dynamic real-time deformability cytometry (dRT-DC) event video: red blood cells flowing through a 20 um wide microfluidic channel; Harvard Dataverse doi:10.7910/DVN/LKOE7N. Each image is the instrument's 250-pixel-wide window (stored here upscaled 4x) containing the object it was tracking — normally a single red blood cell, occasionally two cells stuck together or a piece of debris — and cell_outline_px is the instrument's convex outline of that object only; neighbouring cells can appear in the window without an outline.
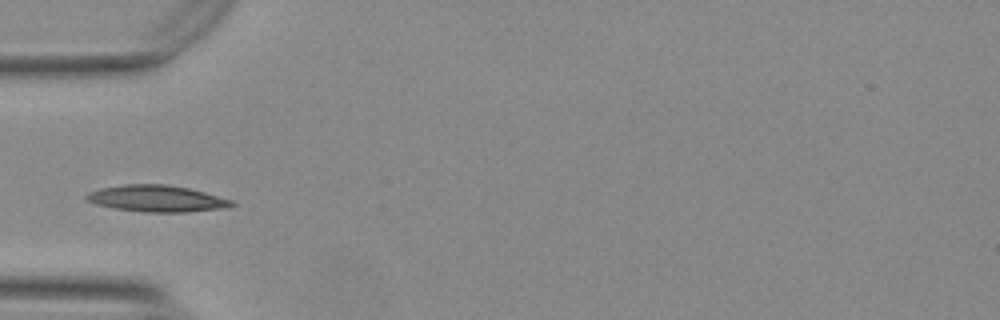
{"species": "Egyptian fruit bat (a non-hibernating species)", "species_latin": "Rousettus aegyptiacus", "temperature_condition": "warm", "stored_images_in_passage": 38, "camera_frame_rate_fps": 3000, "um_per_image_px": 0.085, "animal": {"sex": "female"}, "frame": {"image": 1, "passage_image": 1, "time_ms": 0.0, "image_size_px": [1000, 320], "cell_outline_px": [[236, 204], [228, 208], [188, 212], [144, 212], [112, 208], [96, 204], [88, 200], [84, 196], [88, 192], [100, 188], [124, 184], [168, 184], [188, 188], [204, 192], [232, 200]], "centroid_in_image_um": [13.33, 16.88], "position_along_channel_um": 71.7, "area_um2": 22.6}}
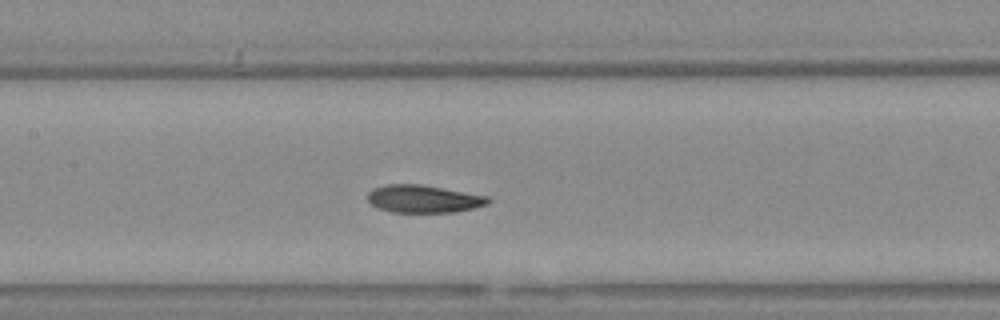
{"frame": {"image": 2, "passage_image": 9, "time_ms": 2.667, "image_size_px": [1000, 320], "cell_outline_px": [[492, 200], [488, 204], [456, 212], [392, 212], [376, 208], [368, 200], [368, 192], [376, 188], [388, 184], [420, 184], [488, 196]], "centroid_in_image_um": [36.01, 16.91], "position_along_channel_um": 171.4, "area_um2": 19.31}}
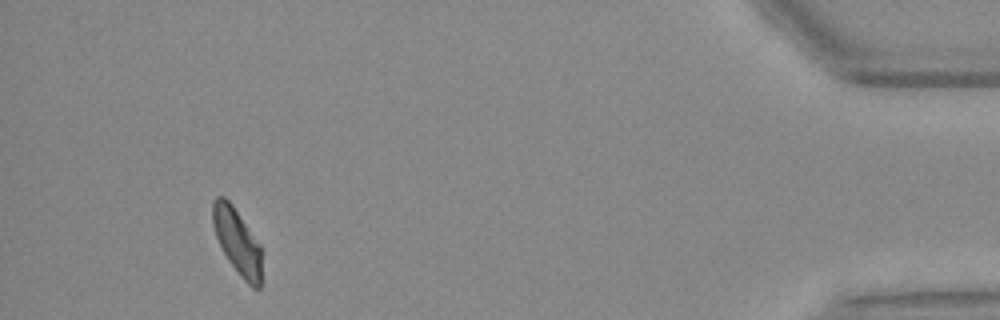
{"frame": {"image": 3, "passage_image": 34, "time_ms": 11.0, "image_size_px": [1000, 320], "cell_outline_px": [[264, 252], [260, 288], [252, 288], [240, 276], [228, 260], [216, 236], [212, 224], [212, 204], [216, 196], [224, 196], [232, 204], [260, 244]], "centroid_in_image_um": [20.21, 20.55], "position_along_channel_um": 415.0, "area_um2": 19.13}, "authors_computed_cell_mechanics": {"area_um2": 19.5364, "velocity_mm_per_s": 3.729, "shape_relaxation_time_tau1_ms": 3.2436, "shape_relaxation_time_tau2_ms": 1.5608, "deformation_change_tau1": 0.1431, "deformation_change_tau2": 0.0694}}